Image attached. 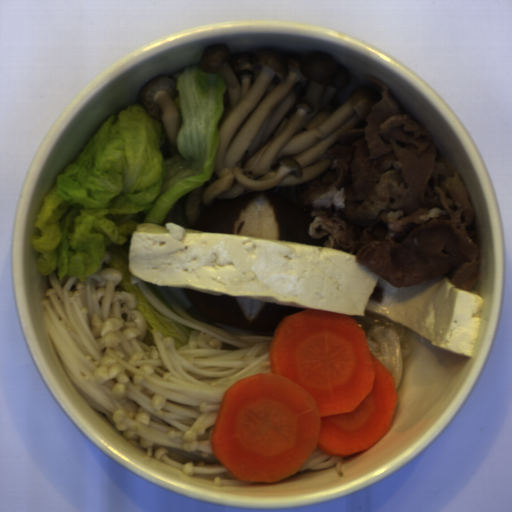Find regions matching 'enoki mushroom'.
<instances>
[{
  "instance_id": "cea9216a",
  "label": "enoki mushroom",
  "mask_w": 512,
  "mask_h": 512,
  "mask_svg": "<svg viewBox=\"0 0 512 512\" xmlns=\"http://www.w3.org/2000/svg\"><path fill=\"white\" fill-rule=\"evenodd\" d=\"M43 303L46 333L63 368L86 401L130 443L185 476L218 486L264 484L238 480L212 453L211 432L224 391L269 374L274 332H257L191 317L166 288L156 286L173 312L132 274L153 307L193 328L176 349L172 338L146 330L135 295L119 286L122 273L101 268L84 281L48 274Z\"/></svg>"
},
{
  "instance_id": "6df1b440",
  "label": "enoki mushroom",
  "mask_w": 512,
  "mask_h": 512,
  "mask_svg": "<svg viewBox=\"0 0 512 512\" xmlns=\"http://www.w3.org/2000/svg\"><path fill=\"white\" fill-rule=\"evenodd\" d=\"M336 465L337 474L344 476L343 456L327 455L318 447L314 452L310 453L308 459L301 465L299 473L306 470H322Z\"/></svg>"
}]
</instances>
